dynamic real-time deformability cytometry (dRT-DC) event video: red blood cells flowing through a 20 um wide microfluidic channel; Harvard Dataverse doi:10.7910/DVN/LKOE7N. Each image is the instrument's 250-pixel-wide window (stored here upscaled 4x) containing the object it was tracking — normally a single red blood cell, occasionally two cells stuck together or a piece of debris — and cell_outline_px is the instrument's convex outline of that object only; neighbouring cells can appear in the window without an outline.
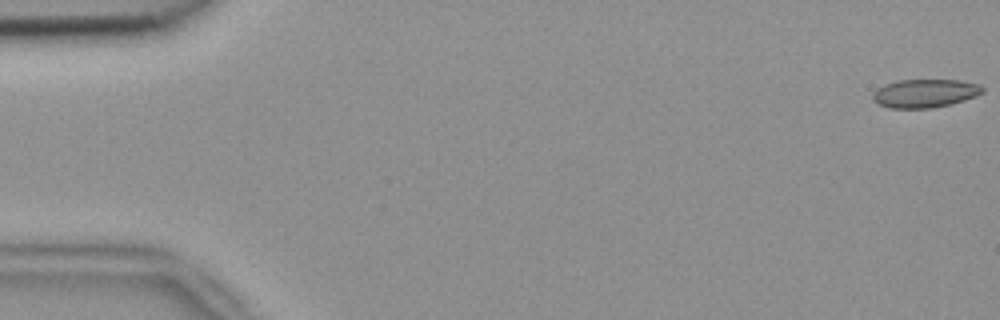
{"species": "common noctule bat (a hibernating species)", "species_latin": "Nyctalus noctula", "temperature_condition": "room temperature", "stored_images_in_passage": 8, "camera_frame_rate_fps": 3000, "um_per_image_px": 0.085, "animal": {"sex": "female", "body_mass_g": 18.4}, "frame": {"image": 1, "passage_image": 1, "time_ms": 0.0, "image_size_px": [1000, 320], "cell_outline_px": [[984, 92], [976, 96], [952, 104], [932, 108], [888, 108], [880, 104], [872, 96], [876, 88], [884, 84], [900, 80], [960, 80], [980, 84], [984, 88]], "centroid_in_image_um": [78.65, 7.93], "position_along_channel_um": 6.3, "area_um2": 18.21}}